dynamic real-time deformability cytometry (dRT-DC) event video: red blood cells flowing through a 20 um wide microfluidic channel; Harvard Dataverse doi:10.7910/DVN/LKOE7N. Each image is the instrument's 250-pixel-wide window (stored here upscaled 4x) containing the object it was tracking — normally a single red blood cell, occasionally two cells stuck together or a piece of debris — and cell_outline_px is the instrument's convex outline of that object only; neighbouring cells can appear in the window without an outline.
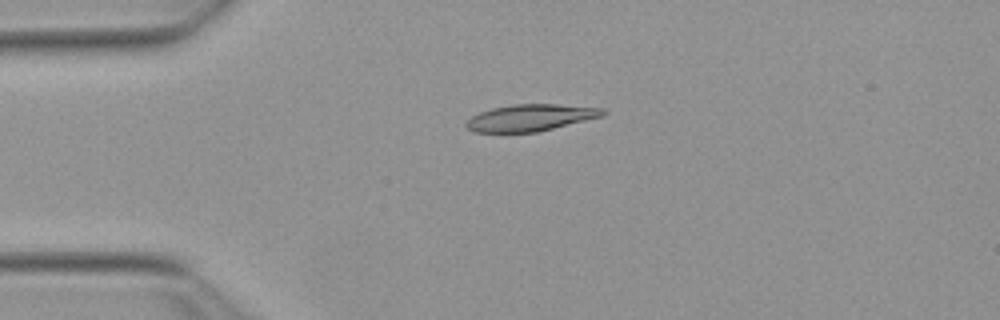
{"species": "Egyptian fruit bat (a non-hibernating species)", "species_latin": "Rousettus aegyptiacus", "temperature_condition": "warm", "stored_images_in_passage": 49, "camera_frame_rate_fps": 3000, "um_per_image_px": 0.085, "animal": {"sex": "female"}, "frame": {"image": 1, "passage_image": 9, "time_ms": 2.667, "image_size_px": [1000, 320], "cell_outline_px": [[608, 112], [604, 116], [536, 132], [472, 132], [464, 124], [472, 116], [480, 112], [492, 108], [512, 104], [556, 104], [604, 108]], "centroid_in_image_um": [45.11, 10.0], "position_along_channel_um": 39.9, "area_um2": 21.27}}
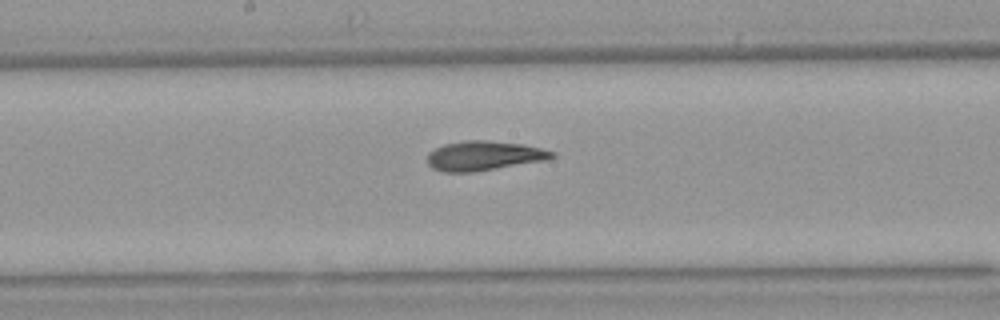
{"frame": {"image": 2, "passage_image": 24, "time_ms": 7.667, "image_size_px": [1000, 320], "cell_outline_px": [[556, 156], [548, 160], [472, 172], [444, 172], [432, 168], [428, 164], [428, 152], [444, 144], [464, 140], [488, 140], [524, 144], [556, 152]], "centroid_in_image_um": [41.16, 13.23], "position_along_channel_um": 207.0, "area_um2": 21.56}}
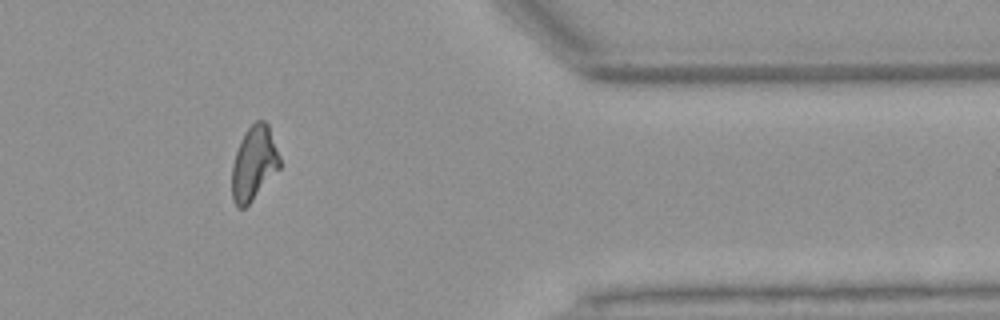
{"frame": {"image": 3, "passage_image": 40, "time_ms": 13.0, "image_size_px": [1000, 320], "cell_outline_px": [[280, 168], [252, 200], [244, 208], [236, 208], [232, 196], [232, 164], [240, 140], [244, 132], [256, 120], [264, 120], [268, 124], [280, 156]], "centroid_in_image_um": [21.58, 13.87], "position_along_channel_um": 389.8, "area_um2": 20.63}, "authors_computed_cell_mechanics": {"area_um2": 21.1548, "velocity_mm_per_s": 3.8669, "shape_relaxation_time_tau1_ms": 6.1026, "shape_relaxation_time_tau2_ms": 2.4785, "deformation_change_tau1": 0.1973, "deformation_change_tau2": 0.1009}}